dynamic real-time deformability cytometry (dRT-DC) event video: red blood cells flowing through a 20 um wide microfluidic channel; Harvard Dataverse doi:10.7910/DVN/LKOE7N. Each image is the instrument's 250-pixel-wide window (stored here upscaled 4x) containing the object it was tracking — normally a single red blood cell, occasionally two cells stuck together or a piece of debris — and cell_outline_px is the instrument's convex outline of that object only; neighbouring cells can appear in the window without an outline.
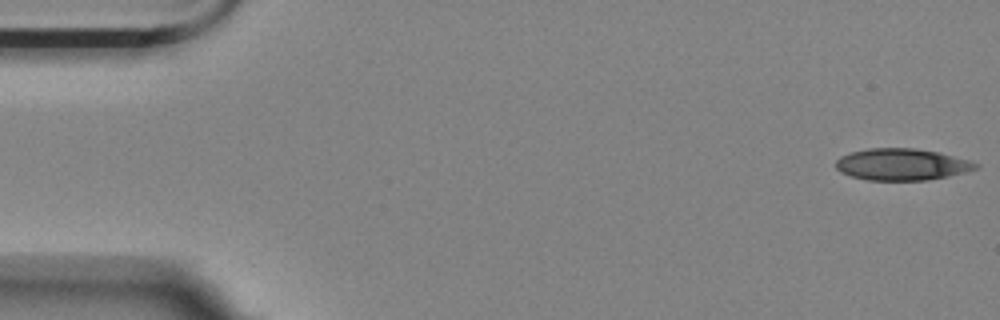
{"species": "Egyptian fruit bat (a non-hibernating species)", "species_latin": "Rousettus aegyptiacus", "temperature_condition": "room temperature", "stored_images_in_passage": 5, "camera_frame_rate_fps": 3000, "um_per_image_px": 0.085, "animal": {"sex": "female"}, "frame": {"image": 1, "passage_image": 1, "time_ms": 0.0, "image_size_px": [1000, 320], "cell_outline_px": [[980, 164], [976, 168], [964, 172], [948, 176], [928, 180], [868, 180], [852, 176], [840, 172], [836, 168], [836, 160], [840, 156], [852, 152], [868, 148], [916, 148], [940, 152], [968, 160]], "centroid_in_image_um": [76.64, 13.97], "position_along_channel_um": 8.4, "area_um2": 25.78}}
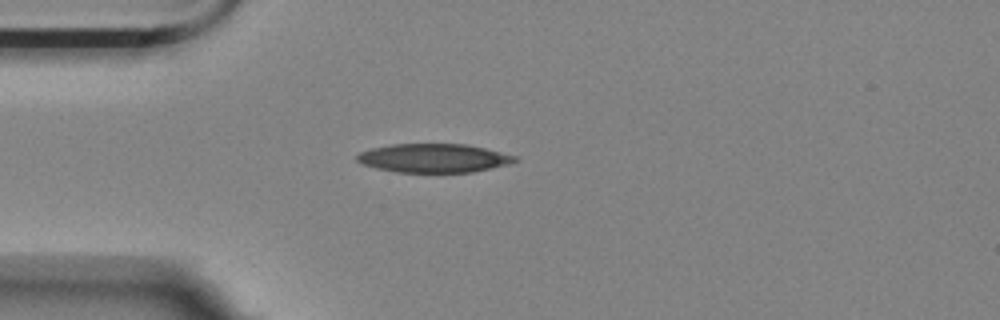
{"frame": {"image": 2, "passage_image": 5, "time_ms": 4.333, "image_size_px": [1000, 320], "cell_outline_px": [[520, 160], [508, 164], [492, 168], [472, 172], [396, 172], [364, 164], [356, 160], [356, 156], [360, 152], [372, 148], [392, 144], [468, 144], [520, 156]], "centroid_in_image_um": [36.95, 13.43], "position_along_channel_um": 48.1, "area_um2": 26.47}}